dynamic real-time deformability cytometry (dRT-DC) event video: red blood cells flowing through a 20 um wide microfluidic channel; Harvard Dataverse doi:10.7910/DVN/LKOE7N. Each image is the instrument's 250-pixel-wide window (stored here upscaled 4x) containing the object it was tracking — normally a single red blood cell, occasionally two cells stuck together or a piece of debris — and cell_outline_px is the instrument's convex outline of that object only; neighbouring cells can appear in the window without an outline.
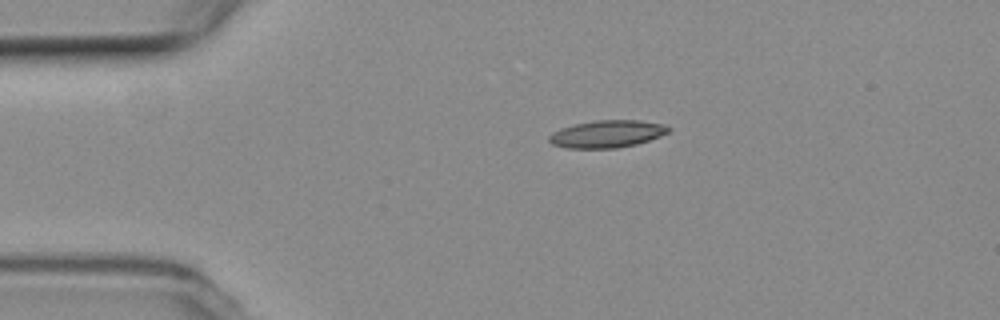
{"species": "common noctule bat (a hibernating species)", "species_latin": "Nyctalus noctula", "temperature_condition": "room temperature", "stored_images_in_passage": 9, "camera_frame_rate_fps": 3000, "um_per_image_px": 0.085, "animal": {"sex": "female", "body_mass_g": 19.3, "forearm_length_mm": 54.1}, "frame": {"image": 1, "passage_image": 1, "time_ms": 0.0, "image_size_px": [1000, 320], "cell_outline_px": [[672, 128], [668, 132], [660, 136], [636, 144], [616, 148], [564, 148], [552, 144], [548, 140], [548, 136], [552, 132], [560, 128], [572, 124], [596, 120], [640, 120], [664, 124]], "centroid_in_image_um": [51.57, 11.38], "position_along_channel_um": 33.4, "area_um2": 19.19}}
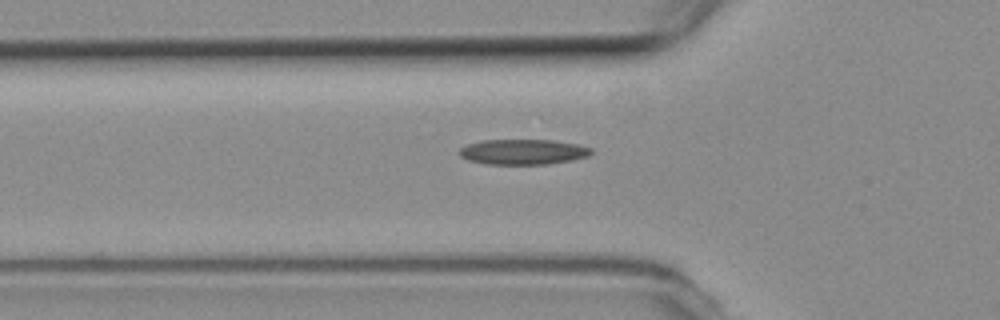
{"frame": {"image": 2, "passage_image": 8, "time_ms": 2.333, "image_size_px": [1000, 320], "cell_outline_px": [[592, 152], [588, 156], [572, 160], [548, 164], [488, 164], [468, 160], [460, 156], [460, 148], [468, 144], [480, 140], [552, 140], [576, 144], [592, 148]], "centroid_in_image_um": [44.46, 12.91], "position_along_channel_um": 81.3, "area_um2": 19.36}}